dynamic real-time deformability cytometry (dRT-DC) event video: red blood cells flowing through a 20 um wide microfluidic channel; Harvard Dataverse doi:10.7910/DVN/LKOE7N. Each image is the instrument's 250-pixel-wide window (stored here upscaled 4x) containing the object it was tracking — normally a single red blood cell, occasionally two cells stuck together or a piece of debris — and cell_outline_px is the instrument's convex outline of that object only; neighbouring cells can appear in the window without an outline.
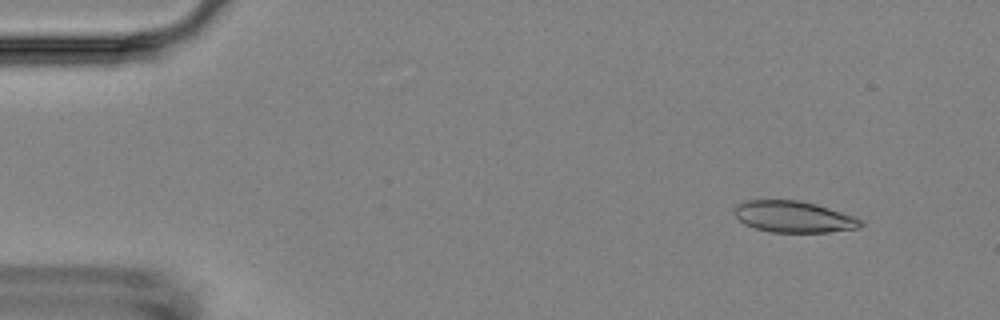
{"species": "Egyptian fruit bat (a non-hibernating species)", "species_latin": "Rousettus aegyptiacus", "temperature_condition": "room temperature", "stored_images_in_passage": 5, "camera_frame_rate_fps": 3000, "um_per_image_px": 0.085, "animal": {"sex": "female"}, "frame": {"image": 1, "passage_image": 2, "time_ms": 1.0, "image_size_px": [1000, 320], "cell_outline_px": [[864, 224], [860, 228], [828, 232], [772, 232], [756, 228], [744, 224], [732, 212], [736, 204], [748, 200], [800, 200], [816, 204], [852, 216], [860, 220]], "centroid_in_image_um": [67.43, 18.42], "position_along_channel_um": 17.6, "area_um2": 23.0}}
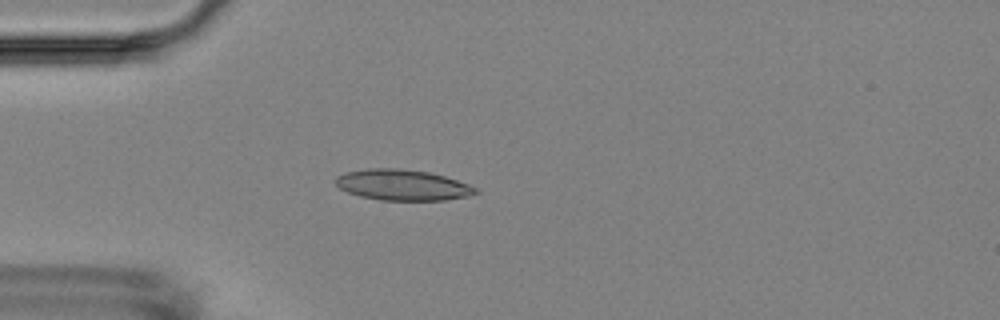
{"frame": {"image": 2, "passage_image": 5, "time_ms": 4.333, "image_size_px": [1000, 320], "cell_outline_px": [[480, 192], [468, 196], [444, 200], [380, 200], [360, 196], [348, 192], [340, 188], [336, 184], [336, 176], [344, 172], [368, 168], [400, 168], [428, 172], [444, 176], [480, 188]], "centroid_in_image_um": [34.23, 15.72], "position_along_channel_um": 50.8, "area_um2": 25.2}}